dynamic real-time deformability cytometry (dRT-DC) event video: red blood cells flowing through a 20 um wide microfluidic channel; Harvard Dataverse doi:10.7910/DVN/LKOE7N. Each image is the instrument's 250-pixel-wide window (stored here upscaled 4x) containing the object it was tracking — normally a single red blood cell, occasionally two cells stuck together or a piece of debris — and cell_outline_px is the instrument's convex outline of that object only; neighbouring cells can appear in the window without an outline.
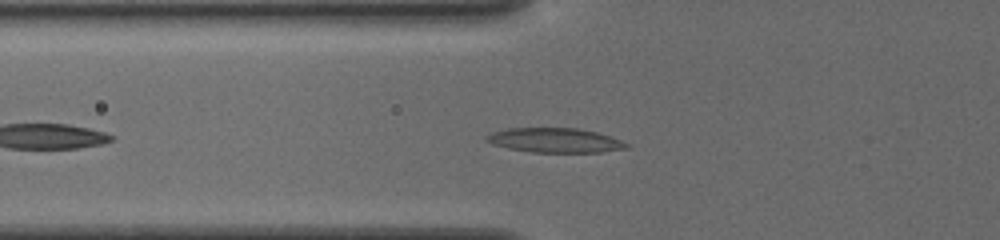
{"species": "common noctule bat (a hibernating species)", "species_latin": "Nyctalus noctula", "temperature_condition": "cold", "stored_images_in_passage": 23, "camera_frame_rate_fps": 3000, "um_per_image_px": 0.085, "animal": {"sex": "female", "body_mass_g": 19.5, "forearm_length_mm": 54.1}, "frame": {"image": 1, "passage_image": 7, "time_ms": 2.0, "image_size_px": [1000, 240], "cell_outline_px": [[628, 148], [600, 152], [532, 152], [508, 148], [492, 144], [484, 140], [484, 136], [492, 132], [508, 128], [576, 128], [596, 132], [620, 140], [628, 144]], "centroid_in_image_um": [47.11, 11.92], "position_along_channel_um": 78.7, "area_um2": 19.88}}
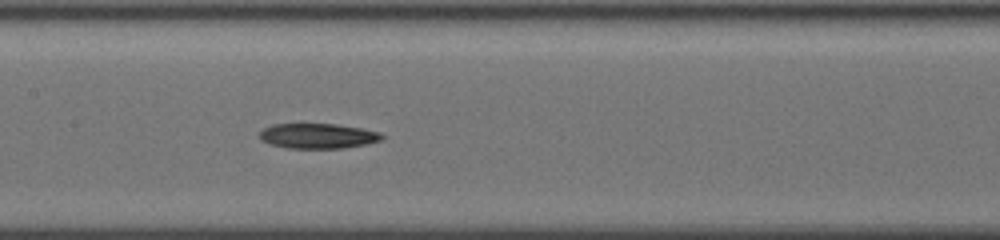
{"frame": {"image": 2, "passage_image": 15, "time_ms": 4.667, "image_size_px": [1000, 240], "cell_outline_px": [[384, 140], [364, 144], [340, 148], [288, 148], [272, 144], [260, 140], [260, 132], [264, 128], [272, 124], [336, 124], [360, 128], [380, 132], [384, 136]], "centroid_in_image_um": [27.03, 11.55], "position_along_channel_um": 180.4, "area_um2": 17.74}}
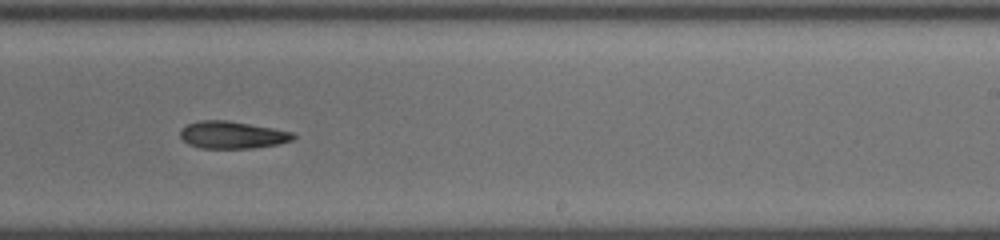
{"frame": {"image": 3, "passage_image": 22, "time_ms": 7.0, "image_size_px": [1000, 240], "cell_outline_px": [[296, 136], [292, 140], [276, 144], [252, 148], [200, 148], [188, 144], [180, 136], [180, 128], [188, 124], [200, 120], [228, 120], [272, 128], [292, 132]], "centroid_in_image_um": [19.7, 11.46], "position_along_channel_um": 269.3, "area_um2": 17.86}}